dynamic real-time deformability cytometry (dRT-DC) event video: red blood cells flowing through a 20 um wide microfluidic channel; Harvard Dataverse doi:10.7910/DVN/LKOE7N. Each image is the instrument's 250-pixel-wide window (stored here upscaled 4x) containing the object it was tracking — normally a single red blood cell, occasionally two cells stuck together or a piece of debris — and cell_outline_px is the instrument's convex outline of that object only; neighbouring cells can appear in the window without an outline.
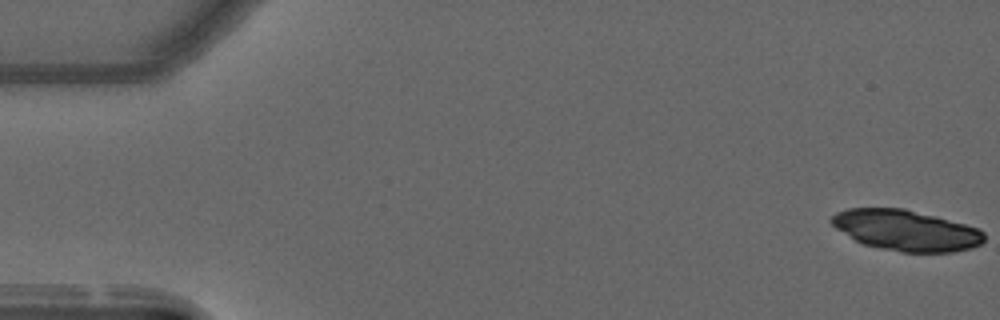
{"species": "common noctule bat (a hibernating species)", "species_latin": "Nyctalus noctula", "temperature_condition": "warm", "stored_images_in_passage": 18, "camera_frame_rate_fps": 3000, "um_per_image_px": 0.085, "animal": {"sex": "male", "forearm_length_mm": 52.5}, "frame": {"image": 1, "passage_image": 1, "time_ms": 0.0, "image_size_px": [1000, 320], "cell_outline_px": [[984, 240], [980, 244], [972, 248], [952, 252], [900, 252], [880, 248], [864, 244], [856, 240], [836, 228], [828, 220], [836, 212], [848, 208], [904, 208], [936, 216], [980, 228], [984, 232]], "centroid_in_image_um": [77.02, 19.57], "position_along_channel_um": 8.0, "area_um2": 36.24}}